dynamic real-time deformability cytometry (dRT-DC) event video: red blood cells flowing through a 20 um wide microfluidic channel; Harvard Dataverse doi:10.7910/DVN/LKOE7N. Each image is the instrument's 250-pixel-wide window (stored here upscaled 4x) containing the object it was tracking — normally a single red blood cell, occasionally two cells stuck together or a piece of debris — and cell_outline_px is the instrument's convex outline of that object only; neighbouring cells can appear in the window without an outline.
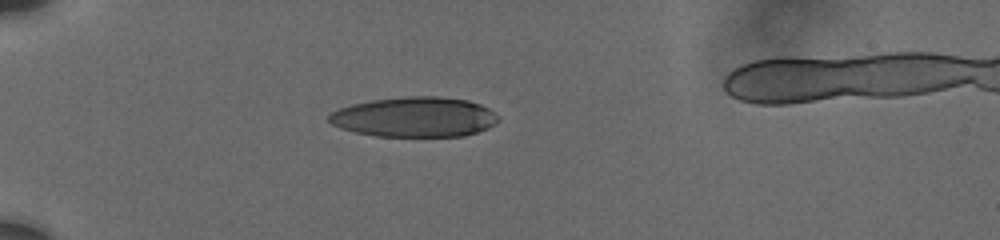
{"species": "human", "species_latin": "Homo sapiens", "temperature_condition": "cold", "stored_images_in_passage": 45, "camera_frame_rate_fps": 3000, "um_per_image_px": 0.085, "donor": {"sex": "male"}, "frame": {"image": 1, "passage_image": 1, "time_ms": 0.0, "image_size_px": [1000, 240], "cell_outline_px": [[500, 120], [488, 128], [464, 136], [376, 136], [356, 132], [340, 128], [332, 124], [328, 120], [328, 116], [332, 112], [340, 108], [352, 104], [372, 100], [408, 96], [440, 96], [468, 100], [480, 104], [488, 108]], "centroid_in_image_um": [35.24, 9.94], "position_along_channel_um": 49.8, "area_um2": 39.36}}
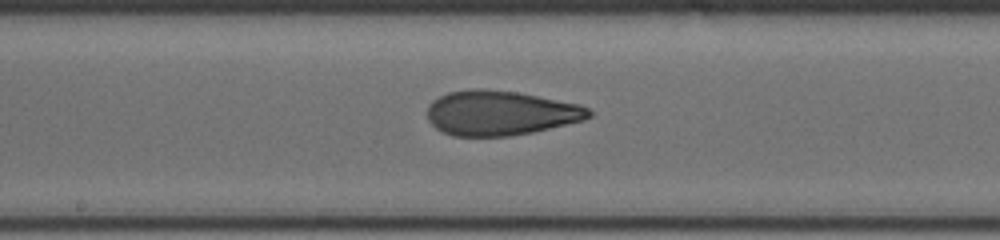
{"frame": {"image": 2, "passage_image": 24, "time_ms": 5.0, "image_size_px": [1000, 240], "cell_outline_px": [[592, 116], [584, 120], [532, 132], [508, 136], [452, 136], [436, 128], [428, 120], [428, 104], [432, 100], [448, 92], [472, 88], [480, 88], [516, 92], [580, 104], [588, 108], [592, 112]], "centroid_in_image_um": [42.52, 9.6], "position_along_channel_um": 205.7, "area_um2": 42.08}}
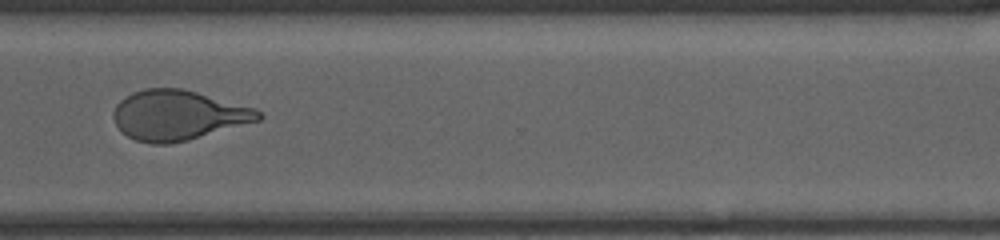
{"frame": {"image": 3, "passage_image": 44, "time_ms": 9.0, "image_size_px": [1000, 240], "cell_outline_px": [[264, 116], [260, 120], [188, 140], [168, 144], [152, 144], [136, 140], [128, 136], [116, 124], [112, 116], [116, 104], [120, 100], [132, 92], [144, 88], [184, 88], [256, 108]], "centroid_in_image_um": [15.14, 9.78], "position_along_channel_um": 355.5, "area_um2": 42.19}}